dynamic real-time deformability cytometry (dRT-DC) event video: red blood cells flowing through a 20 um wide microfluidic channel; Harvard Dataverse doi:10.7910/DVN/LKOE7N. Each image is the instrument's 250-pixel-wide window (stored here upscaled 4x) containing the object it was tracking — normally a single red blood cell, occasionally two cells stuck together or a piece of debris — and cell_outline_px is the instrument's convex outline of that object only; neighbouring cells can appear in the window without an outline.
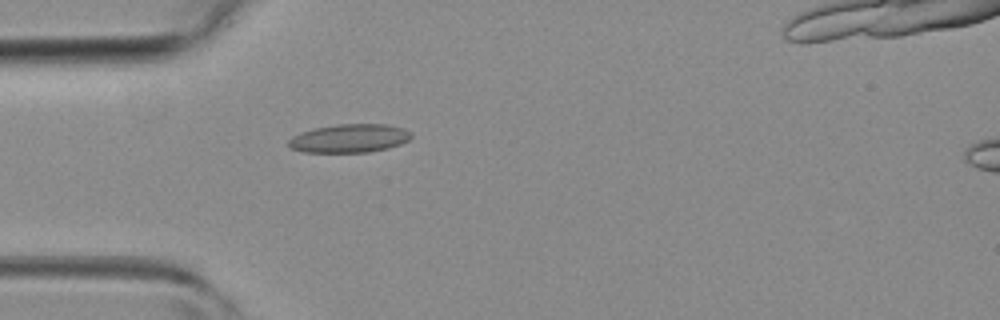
{"species": "common noctule bat (a hibernating species)", "species_latin": "Nyctalus noctula", "temperature_condition": "room temperature", "stored_images_in_passage": 2, "camera_frame_rate_fps": 3000, "um_per_image_px": 0.085, "animal": {"sex": "female", "body_mass_g": 19.3, "forearm_length_mm": 54.1}, "frame": {"image": 1, "passage_image": 2, "time_ms": 1.333, "image_size_px": [1000, 320], "cell_outline_px": [[412, 136], [408, 140], [400, 144], [388, 148], [368, 152], [304, 152], [292, 148], [288, 144], [288, 140], [292, 136], [300, 132], [316, 128], [336, 124], [388, 124], [404, 128], [412, 132]], "centroid_in_image_um": [29.72, 11.75], "position_along_channel_um": 55.3, "area_um2": 20.4}}